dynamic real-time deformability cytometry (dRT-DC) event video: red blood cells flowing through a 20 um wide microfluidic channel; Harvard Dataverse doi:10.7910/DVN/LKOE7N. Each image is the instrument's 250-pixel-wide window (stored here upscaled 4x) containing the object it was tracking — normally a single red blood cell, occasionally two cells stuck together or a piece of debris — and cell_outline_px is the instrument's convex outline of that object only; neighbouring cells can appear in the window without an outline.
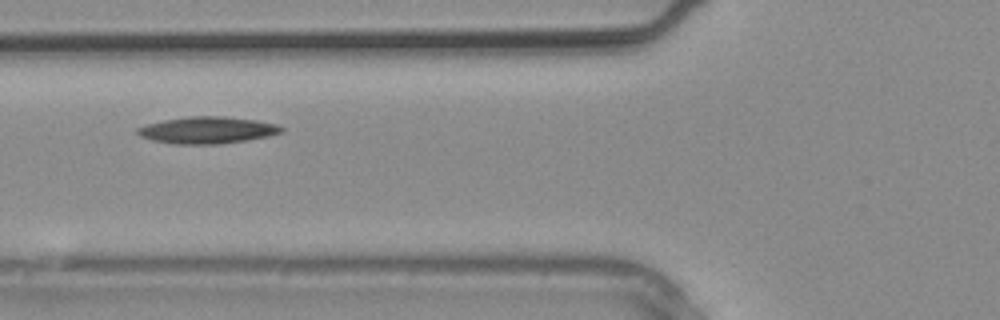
{"species": "common noctule bat (a hibernating species)", "species_latin": "Nyctalus noctula", "temperature_condition": "warm", "stored_images_in_passage": 4, "camera_frame_rate_fps": 3000, "um_per_image_px": 0.085, "animal": {"sex": "male", "body_mass_g": 20.4}, "frame": {"image": 1, "passage_image": 4, "time_ms": 1.0, "image_size_px": [1000, 320], "cell_outline_px": [[284, 132], [268, 136], [248, 140], [216, 144], [172, 144], [152, 140], [140, 136], [136, 132], [136, 128], [148, 124], [164, 120], [192, 116], [224, 116], [256, 120], [276, 124], [284, 128]], "centroid_in_image_um": [17.63, 11.06], "position_along_channel_um": 108.2, "area_um2": 22.48}}